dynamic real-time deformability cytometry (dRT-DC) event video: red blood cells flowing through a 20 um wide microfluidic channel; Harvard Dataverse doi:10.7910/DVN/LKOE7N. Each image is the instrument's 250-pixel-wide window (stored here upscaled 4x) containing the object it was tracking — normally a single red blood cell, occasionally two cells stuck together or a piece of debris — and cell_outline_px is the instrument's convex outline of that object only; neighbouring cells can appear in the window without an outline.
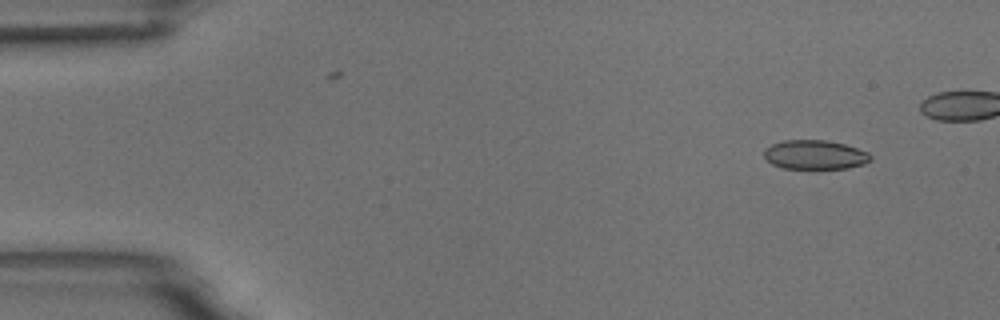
{"species": "common noctule bat (a hibernating species)", "species_latin": "Nyctalus noctula", "temperature_condition": "room temperature", "stored_images_in_passage": 6, "camera_frame_rate_fps": 3000, "um_per_image_px": 0.085, "animal": {"sex": "male", "body_mass_g": 18.8}, "frame": {"image": 1, "passage_image": 2, "time_ms": 1.333, "image_size_px": [1000, 320], "cell_outline_px": [[872, 160], [864, 164], [848, 168], [784, 168], [772, 164], [764, 156], [764, 148], [772, 144], [784, 140], [828, 140], [844, 144], [868, 152], [872, 156]], "centroid_in_image_um": [69.28, 13.15], "position_along_channel_um": 15.7, "area_um2": 18.09}}